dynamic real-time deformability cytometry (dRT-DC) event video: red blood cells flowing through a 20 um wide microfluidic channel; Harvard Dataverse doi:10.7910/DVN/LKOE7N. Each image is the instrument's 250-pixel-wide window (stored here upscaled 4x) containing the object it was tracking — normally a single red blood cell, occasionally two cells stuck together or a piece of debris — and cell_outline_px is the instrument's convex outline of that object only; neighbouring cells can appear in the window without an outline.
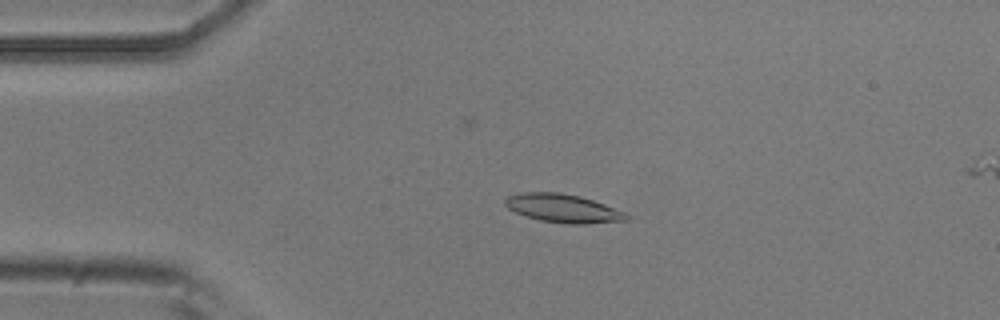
{"species": "common noctule bat (a hibernating species)", "species_latin": "Nyctalus noctula", "temperature_condition": "room temperature", "stored_images_in_passage": 4, "camera_frame_rate_fps": 3000, "um_per_image_px": 0.085, "animal": {"sex": "male", "body_mass_g": 20.5, "forearm_length_mm": 52.5}, "frame": {"image": 1, "passage_image": 3, "time_ms": 0.667, "image_size_px": [1000, 320], "cell_outline_px": [[628, 220], [584, 224], [568, 224], [540, 220], [516, 212], [508, 208], [504, 204], [504, 200], [508, 196], [520, 192], [560, 192], [580, 196], [604, 204], [624, 212], [628, 216]], "centroid_in_image_um": [47.83, 17.7], "position_along_channel_um": 37.2, "area_um2": 19.94}}